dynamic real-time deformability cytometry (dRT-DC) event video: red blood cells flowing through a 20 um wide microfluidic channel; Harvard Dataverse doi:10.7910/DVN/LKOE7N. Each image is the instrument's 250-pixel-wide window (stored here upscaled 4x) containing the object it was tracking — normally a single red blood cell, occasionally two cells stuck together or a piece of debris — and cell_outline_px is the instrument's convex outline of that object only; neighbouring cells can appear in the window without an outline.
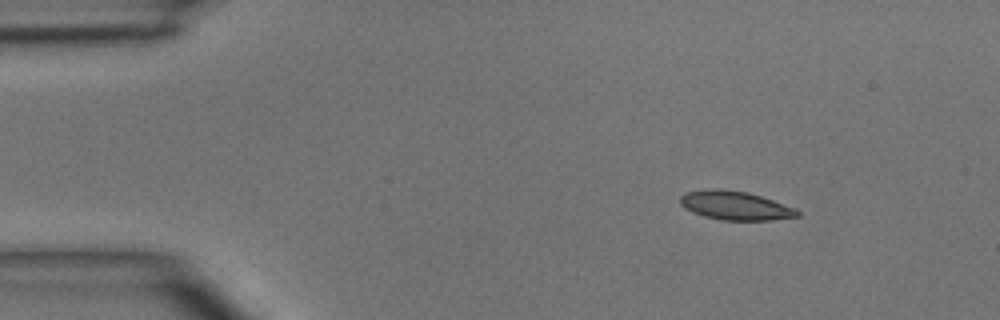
{"species": "common noctule bat (a hibernating species)", "species_latin": "Nyctalus noctula", "temperature_condition": "room temperature", "stored_images_in_passage": 4, "segment_of_instrument_passage": [1, 2], "camera_frame_rate_fps": 3000, "um_per_image_px": 0.085, "animal": {"sex": "male", "body_mass_g": 15.6}, "frame": {"image": 1, "passage_image": 1, "time_ms": 0.0, "image_size_px": [1000, 320], "cell_outline_px": [[800, 216], [772, 220], [720, 220], [704, 216], [692, 212], [684, 208], [680, 204], [680, 196], [688, 192], [712, 188], [720, 188], [748, 192], [796, 208], [800, 212]], "centroid_in_image_um": [62.49, 17.47], "position_along_channel_um": 22.5, "area_um2": 19.71}}
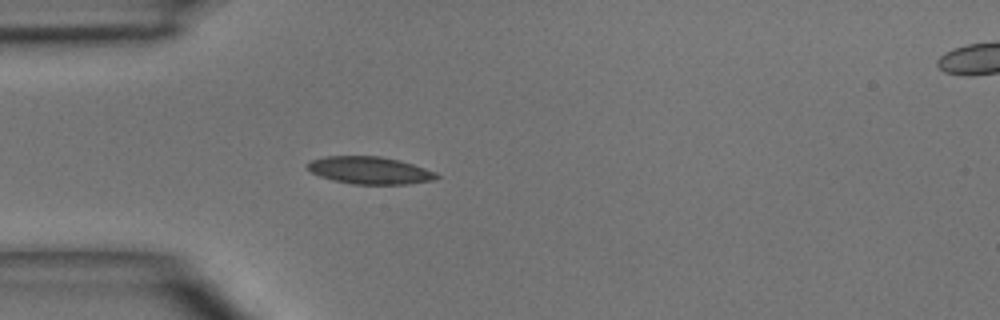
{"frame": {"image": 2, "passage_image": 3, "time_ms": 2.333, "image_size_px": [1000, 320], "cell_outline_px": [[440, 176], [436, 180], [408, 184], [352, 184], [332, 180], [320, 176], [304, 168], [304, 164], [312, 160], [324, 156], [380, 156], [400, 160], [436, 172]], "centroid_in_image_um": [31.4, 14.48], "position_along_channel_um": 53.6, "area_um2": 20.81}}